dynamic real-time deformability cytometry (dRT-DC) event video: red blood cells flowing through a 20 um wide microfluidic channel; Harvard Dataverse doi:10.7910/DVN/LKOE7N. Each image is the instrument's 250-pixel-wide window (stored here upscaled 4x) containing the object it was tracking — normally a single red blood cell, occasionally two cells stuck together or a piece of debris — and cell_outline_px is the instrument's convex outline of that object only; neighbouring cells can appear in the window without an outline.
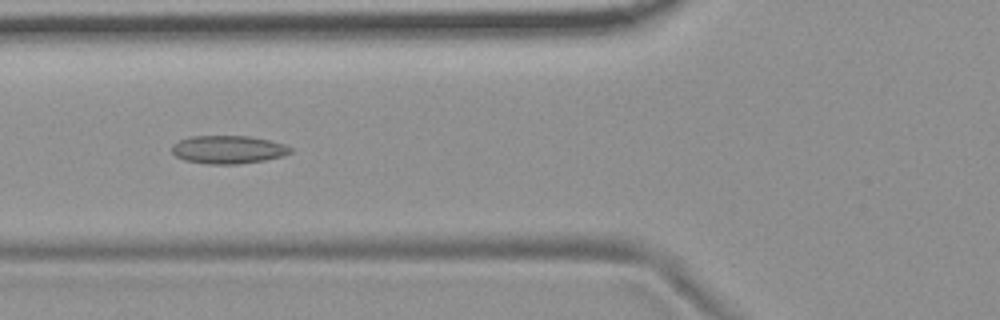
{"species": "common noctule bat (a hibernating species)", "species_latin": "Nyctalus noctula", "temperature_condition": "room temperature", "stored_images_in_passage": 40, "camera_frame_rate_fps": 3000, "um_per_image_px": 0.085, "animal": {"sex": "female", "body_mass_g": 19.9}, "frame": {"image": 1, "passage_image": 6, "time_ms": 1.667, "image_size_px": [1000, 320], "cell_outline_px": [[292, 152], [284, 156], [264, 160], [240, 164], [208, 164], [184, 160], [176, 156], [172, 152], [172, 144], [188, 136], [248, 136], [268, 140], [284, 144], [292, 148]], "centroid_in_image_um": [19.39, 12.71], "position_along_channel_um": 106.4, "area_um2": 19.48}}
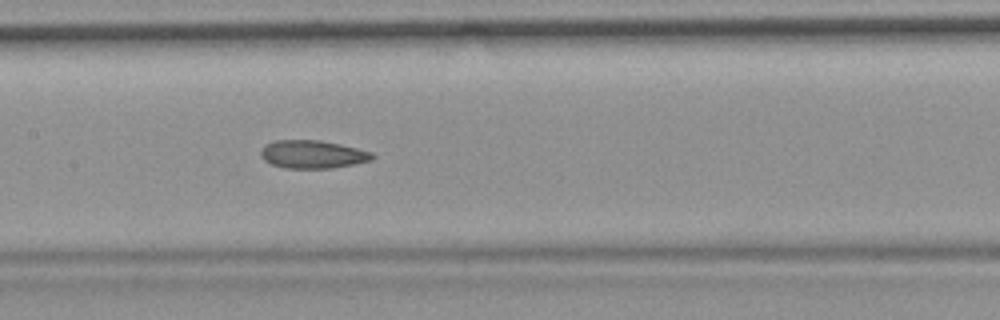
{"frame": {"image": 2, "passage_image": 12, "time_ms": 3.667, "image_size_px": [1000, 320], "cell_outline_px": [[376, 156], [372, 160], [332, 168], [284, 168], [272, 164], [264, 160], [260, 156], [260, 152], [264, 144], [272, 140], [320, 140], [340, 144], [372, 152]], "centroid_in_image_um": [26.54, 13.11], "position_along_channel_um": 180.9, "area_um2": 18.32}}
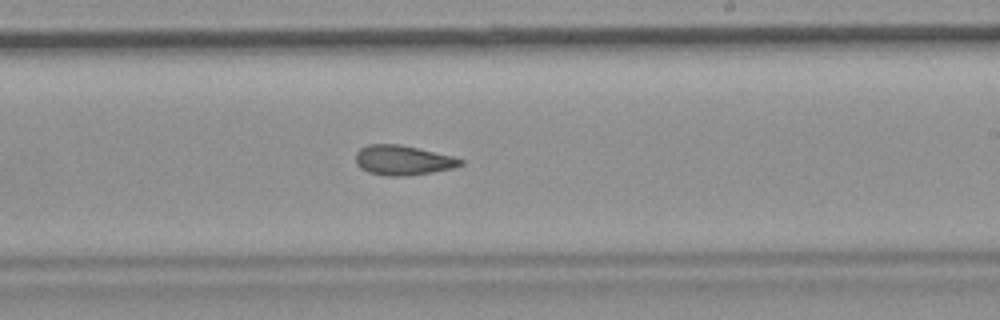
{"frame": {"image": 3, "passage_image": 18, "time_ms": 5.667, "image_size_px": [1000, 320], "cell_outline_px": [[464, 164], [452, 168], [432, 172], [408, 176], [384, 176], [368, 172], [360, 168], [356, 160], [356, 152], [360, 148], [368, 144], [400, 144], [452, 156], [464, 160]], "centroid_in_image_um": [34.23, 13.62], "position_along_channel_um": 254.8, "area_um2": 18.21}, "authors_computed_cell_mechanics": {"area_um2": 18.5538, "velocity_mm_per_s": 3.7203, "shape_relaxation_time_tau1_ms": null, "shape_relaxation_time_tau2_ms": 4.1173, "deformation_change_tau1": null, "deformation_change_tau2": 0.1134}}